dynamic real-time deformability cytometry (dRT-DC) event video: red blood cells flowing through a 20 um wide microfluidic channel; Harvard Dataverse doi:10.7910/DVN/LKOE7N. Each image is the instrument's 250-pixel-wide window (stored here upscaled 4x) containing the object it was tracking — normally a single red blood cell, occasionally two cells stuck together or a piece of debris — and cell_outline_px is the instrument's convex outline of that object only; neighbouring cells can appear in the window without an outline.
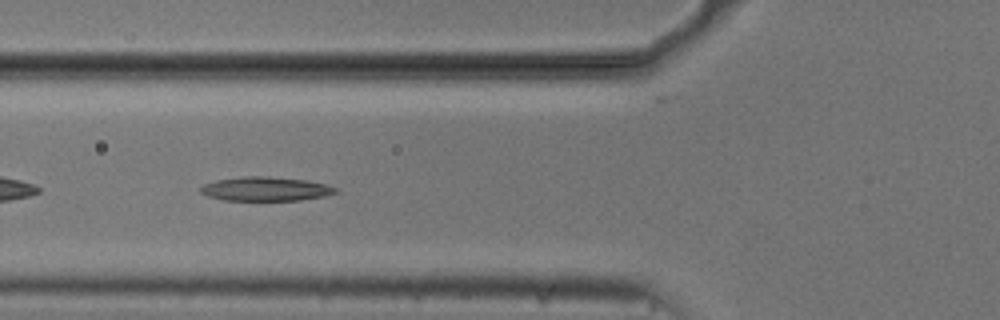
{"species": "common noctule bat (a hibernating species)", "species_latin": "Nyctalus noctula", "temperature_condition": "cold", "stored_images_in_passage": 39, "camera_frame_rate_fps": 3000, "um_per_image_px": 0.085, "animal": {"sex": "male", "body_mass_g": 20.5, "forearm_length_mm": 52.5}, "frame": {"image": 1, "passage_image": 5, "time_ms": 1.333, "image_size_px": [1000, 320], "cell_outline_px": [[336, 192], [324, 196], [300, 200], [224, 200], [208, 196], [200, 192], [200, 188], [204, 184], [216, 180], [244, 176], [268, 176], [308, 180], [324, 184], [336, 188]], "centroid_in_image_um": [22.55, 16.05], "position_along_channel_um": 103.2, "area_um2": 18.79}}
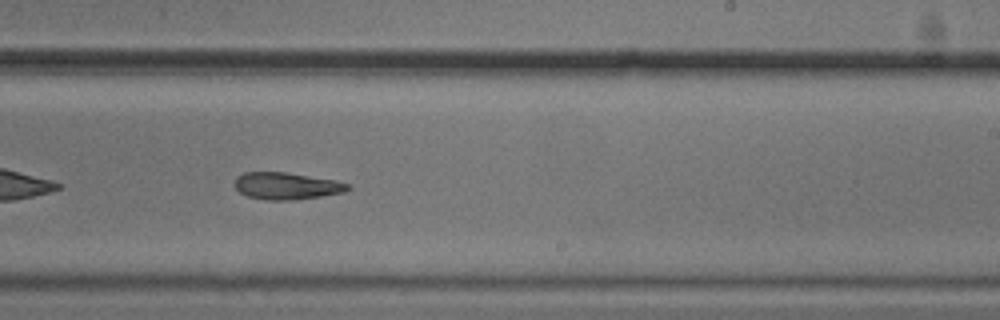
{"frame": {"image": 2, "passage_image": 18, "time_ms": 5.667, "image_size_px": [1000, 320], "cell_outline_px": [[352, 188], [344, 192], [320, 196], [292, 200], [264, 200], [248, 196], [240, 192], [232, 184], [236, 176], [244, 172], [284, 172], [336, 180], [348, 184]], "centroid_in_image_um": [24.32, 15.8], "position_along_channel_um": 264.7, "area_um2": 17.86}}
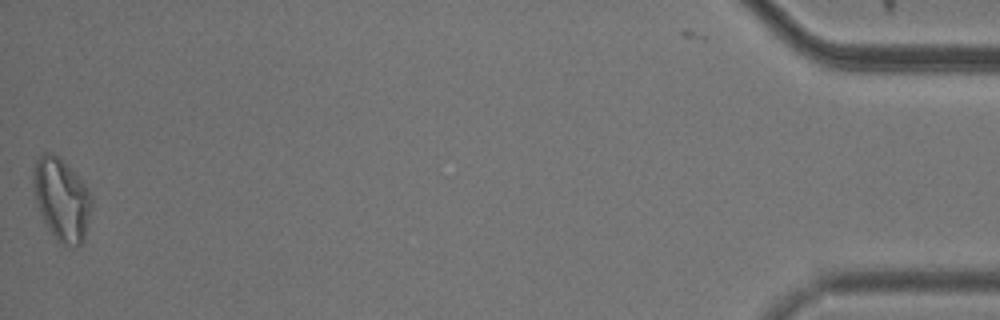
{"frame": {"image": 3, "passage_image": 39, "time_ms": 12.667, "image_size_px": [1000, 320], "cell_outline_px": [[92, 204], [84, 240], [76, 248], [64, 244], [56, 240], [48, 228], [44, 220], [36, 200], [32, 184], [32, 172], [36, 160], [44, 152], [52, 152], [84, 184], [92, 196]], "centroid_in_image_um": [5.23, 16.98], "position_along_channel_um": 430.0, "area_um2": 27.51}, "authors_computed_cell_mechanics": {"area_um2": 18.785, "velocity_mm_per_s": 3.7177, "shape_relaxation_time_tau1_ms": 6.668, "shape_relaxation_time_tau2_ms": 4.402, "deformation_change_tau1": 0.1722, "deformation_change_tau2": 0.1246}}